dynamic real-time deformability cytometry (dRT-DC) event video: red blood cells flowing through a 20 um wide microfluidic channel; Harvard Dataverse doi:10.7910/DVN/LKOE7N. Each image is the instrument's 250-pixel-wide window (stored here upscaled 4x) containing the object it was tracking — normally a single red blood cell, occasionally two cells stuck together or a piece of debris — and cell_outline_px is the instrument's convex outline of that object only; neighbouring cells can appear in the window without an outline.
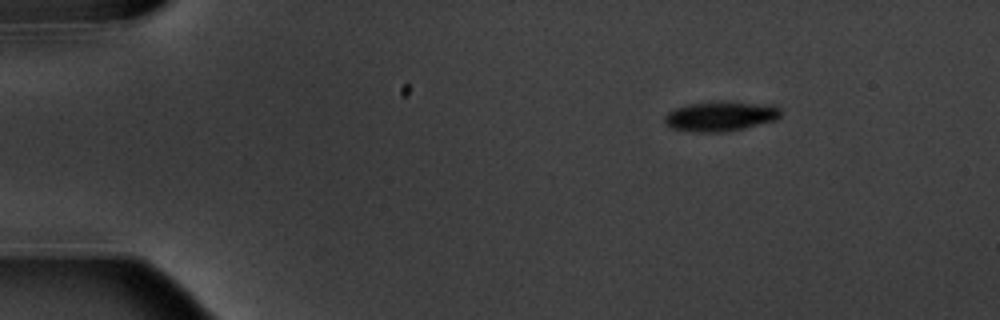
{"species": "common noctule bat (a hibernating species)", "species_latin": "Nyctalus noctula", "temperature_condition": "warm", "stored_images_in_passage": 9, "camera_frame_rate_fps": 3000, "um_per_image_px": 0.085, "animal": {"sex": "male", "body_mass_g": 20.1, "forearm_length_mm": 53.5}, "frame": {"image": 1, "passage_image": 1, "time_ms": 0.0, "image_size_px": [1000, 320], "cell_outline_px": [[780, 116], [776, 120], [744, 128], [724, 132], [696, 132], [672, 128], [664, 124], [664, 116], [668, 112], [676, 108], [688, 104], [716, 100], [720, 100], [776, 104], [780, 108]], "centroid_in_image_um": [61.27, 9.85], "position_along_channel_um": 23.7, "area_um2": 20.69}}
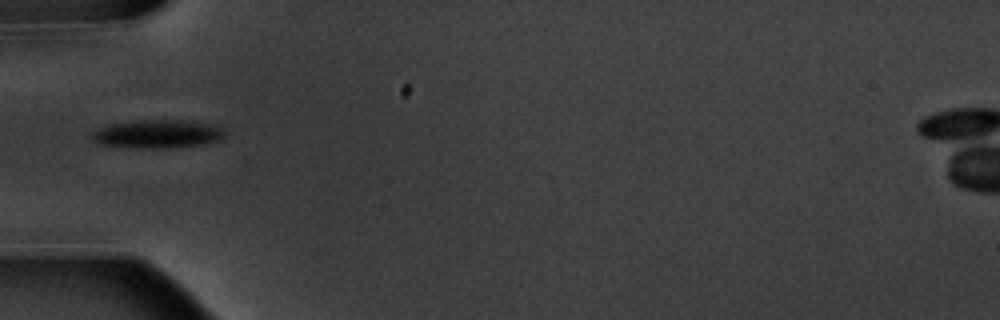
{"frame": {"image": 2, "passage_image": 4, "time_ms": 3.667, "image_size_px": [1000, 320], "cell_outline_px": [[224, 136], [220, 140], [208, 144], [168, 148], [136, 148], [96, 144], [88, 136], [96, 128], [108, 124], [136, 120], [180, 120], [208, 124], [220, 128], [224, 132]], "centroid_in_image_um": [13.29, 11.4], "position_along_channel_um": 71.7, "area_um2": 22.25}}
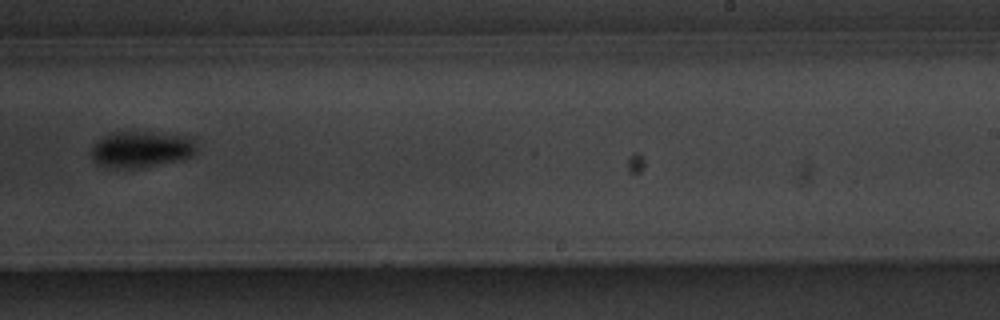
{"frame": {"image": 3, "passage_image": 9, "time_ms": 9.333, "image_size_px": [1000, 320], "cell_outline_px": [[196, 152], [192, 156], [184, 160], [140, 168], [120, 168], [96, 164], [92, 160], [92, 144], [104, 136], [112, 132], [132, 132], [188, 136], [196, 144]], "centroid_in_image_um": [12.0, 12.72], "position_along_channel_um": 277.0, "area_um2": 22.2}}